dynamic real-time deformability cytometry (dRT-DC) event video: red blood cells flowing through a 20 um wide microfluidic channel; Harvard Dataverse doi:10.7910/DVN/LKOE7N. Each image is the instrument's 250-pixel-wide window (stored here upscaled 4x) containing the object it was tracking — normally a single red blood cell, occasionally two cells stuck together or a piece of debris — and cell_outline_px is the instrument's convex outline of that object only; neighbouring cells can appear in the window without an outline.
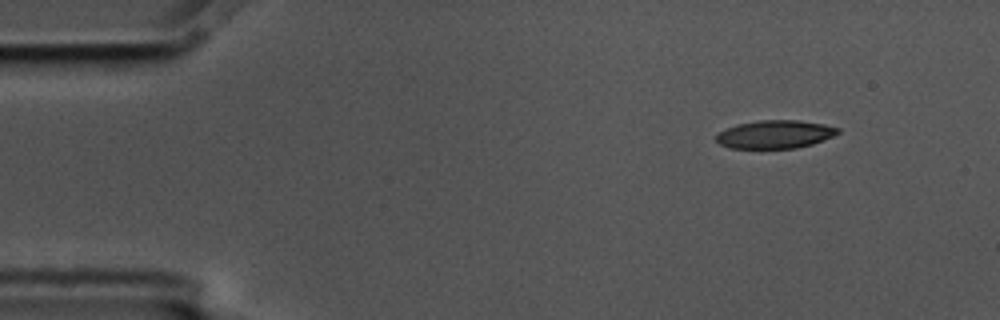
{"species": "common noctule bat (a hibernating species)", "species_latin": "Nyctalus noctula", "temperature_condition": "cold", "stored_images_in_passage": 10, "camera_frame_rate_fps": 3000, "um_per_image_px": 0.085, "animal": {"sex": "male", "body_mass_g": 17.5, "forearm_length_mm": 52.3}, "frame": {"image": 1, "passage_image": 1, "time_ms": 0.0, "image_size_px": [1000, 320], "cell_outline_px": [[840, 132], [824, 140], [812, 144], [796, 148], [728, 148], [720, 144], [716, 140], [716, 136], [720, 132], [736, 124], [760, 120], [800, 120], [824, 124], [840, 128]], "centroid_in_image_um": [65.9, 11.41], "position_along_channel_um": 19.1, "area_um2": 19.94}}
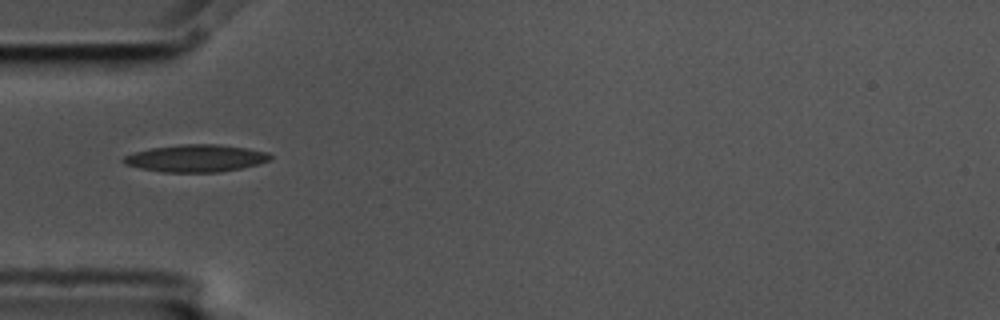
{"frame": {"image": 2, "passage_image": 4, "time_ms": 1.0, "image_size_px": [1000, 320], "cell_outline_px": [[272, 156], [268, 160], [256, 164], [240, 168], [220, 172], [160, 172], [140, 168], [124, 164], [120, 160], [124, 156], [148, 148], [180, 144], [216, 144], [248, 148], [268, 152]], "centroid_in_image_um": [16.6, 13.45], "position_along_channel_um": 68.4, "area_um2": 23.35}}
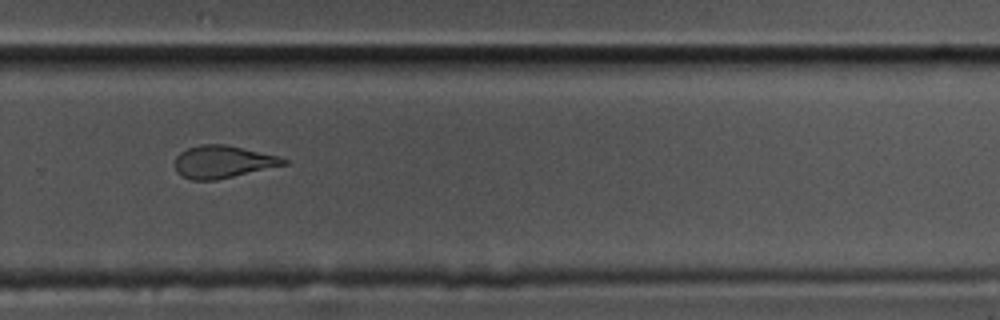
{"frame": {"image": 3, "passage_image": 10, "time_ms": 3.0, "image_size_px": [1000, 320], "cell_outline_px": [[288, 164], [216, 180], [192, 180], [176, 172], [176, 156], [180, 152], [188, 148], [200, 144], [224, 144], [280, 156], [288, 160]], "centroid_in_image_um": [18.96, 13.75], "position_along_channel_um": 310.8, "area_um2": 20.46}}